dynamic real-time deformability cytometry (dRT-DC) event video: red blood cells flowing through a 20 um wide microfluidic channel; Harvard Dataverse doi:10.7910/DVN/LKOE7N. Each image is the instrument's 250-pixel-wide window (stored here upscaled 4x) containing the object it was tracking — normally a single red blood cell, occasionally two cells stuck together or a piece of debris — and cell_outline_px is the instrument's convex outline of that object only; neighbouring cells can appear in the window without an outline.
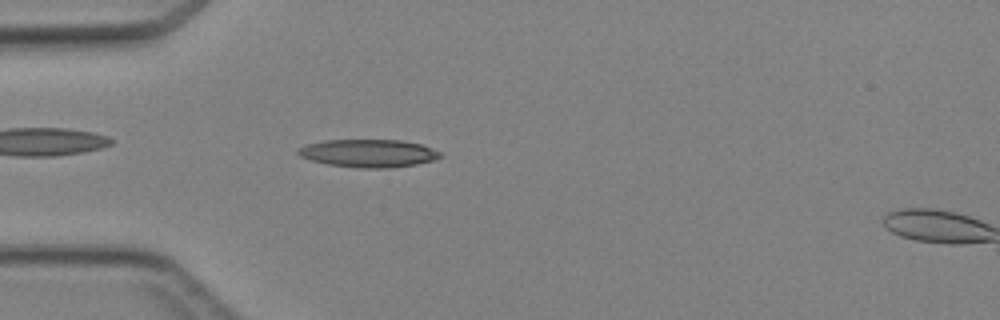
{"species": "Egyptian fruit bat (a non-hibernating species)", "species_latin": "Rousettus aegyptiacus", "temperature_condition": "cold", "stored_images_in_passage": 36, "camera_frame_rate_fps": 3000, "um_per_image_px": 0.085, "animal": {"sex": "female"}, "frame": {"image": 1, "passage_image": 4, "time_ms": 1.0, "image_size_px": [1000, 320], "cell_outline_px": [[444, 156], [436, 160], [416, 164], [392, 168], [356, 168], [328, 164], [312, 160], [300, 156], [296, 152], [300, 148], [308, 144], [324, 140], [400, 140], [420, 144], [444, 152]], "centroid_in_image_um": [31.4, 13.03], "position_along_channel_um": 53.6, "area_um2": 23.24}}
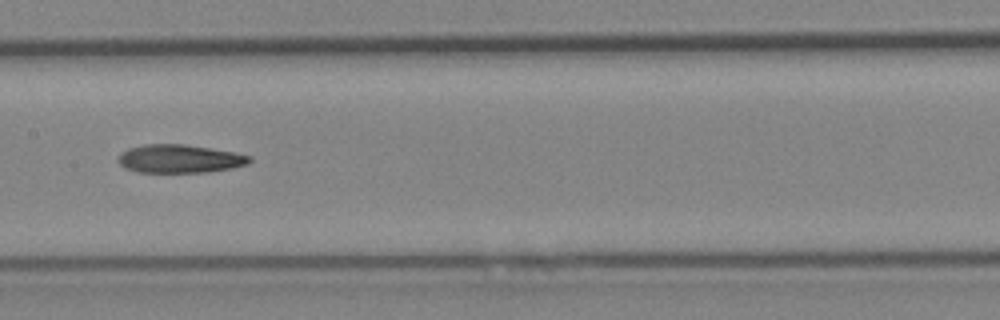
{"frame": {"image": 2, "passage_image": 14, "time_ms": 4.333, "image_size_px": [1000, 320], "cell_outline_px": [[252, 160], [248, 164], [232, 168], [208, 172], [136, 172], [124, 168], [120, 164], [120, 152], [128, 148], [144, 144], [184, 144], [236, 152], [252, 156]], "centroid_in_image_um": [15.3, 13.49], "position_along_channel_um": 192.1, "area_um2": 21.79}}
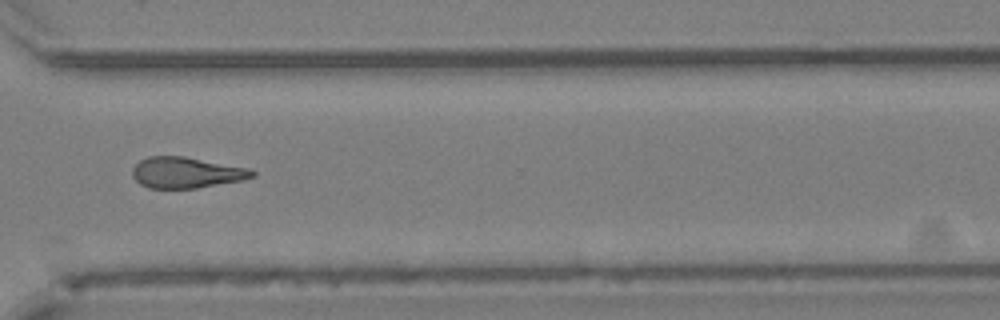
{"frame": {"image": 3, "passage_image": 25, "time_ms": 8.0, "image_size_px": [1000, 320], "cell_outline_px": [[256, 176], [244, 180], [196, 188], [148, 188], [140, 184], [132, 176], [132, 168], [140, 160], [148, 156], [184, 156], [248, 168], [256, 172]], "centroid_in_image_um": [15.83, 14.67], "position_along_channel_um": 354.8, "area_um2": 21.68}}